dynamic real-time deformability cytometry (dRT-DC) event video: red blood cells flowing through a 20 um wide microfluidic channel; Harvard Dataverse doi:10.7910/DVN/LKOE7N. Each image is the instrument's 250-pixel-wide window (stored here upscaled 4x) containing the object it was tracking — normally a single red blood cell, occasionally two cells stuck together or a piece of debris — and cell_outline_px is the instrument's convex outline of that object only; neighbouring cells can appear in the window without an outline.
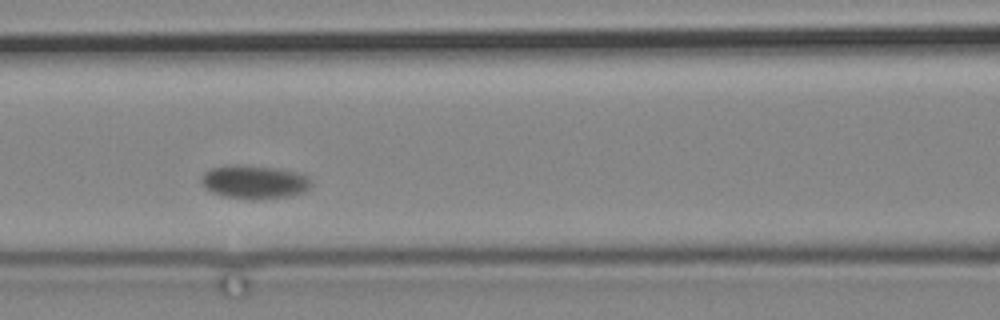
{"species": "common noctule bat (a hibernating species)", "species_latin": "Nyctalus noctula", "temperature_condition": "cold", "stored_images_in_passage": 4, "camera_frame_rate_fps": 3000, "um_per_image_px": 0.085, "animal": {"sex": "male", "body_mass_g": 19.2, "forearm_length_mm": 51.8}, "frame": {"image": 1, "passage_image": 3, "time_ms": 2.667, "image_size_px": [1000, 320], "cell_outline_px": [[312, 188], [304, 192], [288, 196], [256, 200], [252, 200], [224, 196], [212, 192], [204, 188], [200, 184], [200, 176], [208, 168], [236, 164], [276, 168], [300, 172], [308, 176], [312, 180]], "centroid_in_image_um": [21.61, 15.46], "position_along_channel_um": 145.0, "area_um2": 22.02}}